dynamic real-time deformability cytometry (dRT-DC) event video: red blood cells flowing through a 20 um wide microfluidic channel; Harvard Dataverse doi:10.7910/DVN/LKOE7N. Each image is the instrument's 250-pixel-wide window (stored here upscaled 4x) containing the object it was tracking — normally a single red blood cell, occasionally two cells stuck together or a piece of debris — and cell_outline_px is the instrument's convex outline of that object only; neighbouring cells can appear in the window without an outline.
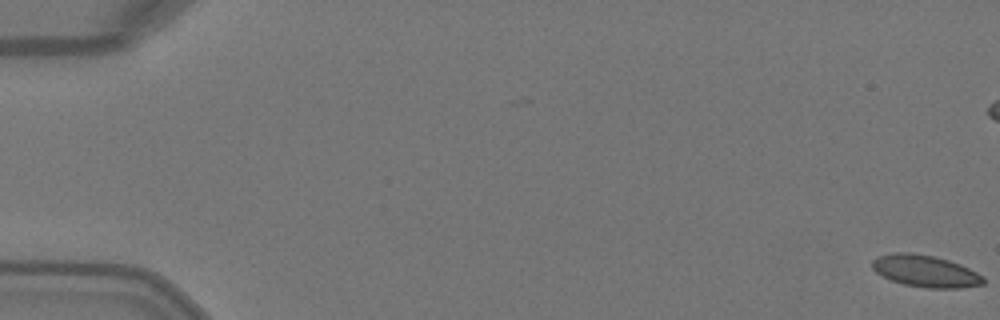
{"species": "Egyptian fruit bat (a non-hibernating species)", "species_latin": "Rousettus aegyptiacus", "temperature_condition": "warm", "stored_images_in_passage": 6, "camera_frame_rate_fps": 3000, "um_per_image_px": 0.085, "animal": {"sex": "female"}, "frame": {"image": 1, "passage_image": 1, "time_ms": 0.0, "image_size_px": [1000, 320], "cell_outline_px": [[984, 284], [960, 288], [928, 288], [904, 284], [892, 280], [876, 272], [872, 268], [872, 260], [880, 256], [892, 252], [912, 252], [932, 256], [948, 260], [960, 264], [984, 276]], "centroid_in_image_um": [78.67, 23.04], "position_along_channel_um": 6.3, "area_um2": 20.52}}
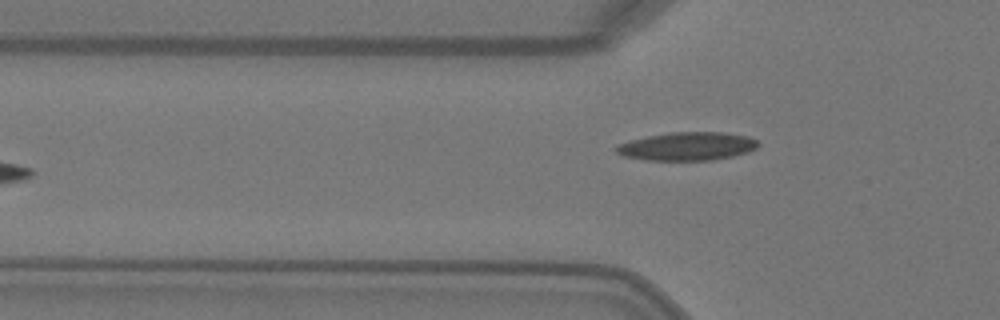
{"frame": {"image": 2, "passage_image": 6, "time_ms": 1.667, "image_size_px": [1000, 320], "cell_outline_px": [[760, 144], [756, 148], [748, 152], [732, 156], [712, 160], [644, 160], [624, 156], [616, 152], [616, 148], [620, 144], [632, 140], [648, 136], [668, 132], [724, 132], [748, 136], [756, 140]], "centroid_in_image_um": [58.45, 12.43], "position_along_channel_um": 67.3, "area_um2": 23.29}}